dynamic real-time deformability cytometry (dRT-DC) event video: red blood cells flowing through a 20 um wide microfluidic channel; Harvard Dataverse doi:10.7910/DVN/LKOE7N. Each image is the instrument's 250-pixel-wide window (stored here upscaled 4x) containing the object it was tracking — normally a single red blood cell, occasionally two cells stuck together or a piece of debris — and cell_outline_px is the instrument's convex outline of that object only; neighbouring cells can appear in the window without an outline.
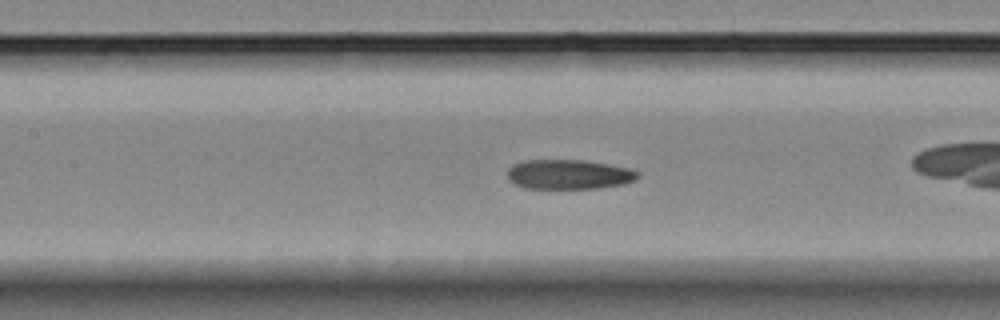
{"species": "Egyptian fruit bat (a non-hibernating species)", "species_latin": "Rousettus aegyptiacus", "temperature_condition": "room temperature", "stored_images_in_passage": 16, "camera_frame_rate_fps": 3000, "um_per_image_px": 0.085, "animal": {"sex": "female"}, "frame": {"image": 1, "passage_image": 16, "time_ms": 5.0, "image_size_px": [1000, 320], "cell_outline_px": [[640, 176], [636, 180], [624, 184], [600, 188], [524, 188], [508, 180], [508, 168], [512, 164], [524, 160], [584, 160], [632, 168], [640, 172]], "centroid_in_image_um": [48.39, 14.82], "position_along_channel_um": 159.0, "area_um2": 22.77}}